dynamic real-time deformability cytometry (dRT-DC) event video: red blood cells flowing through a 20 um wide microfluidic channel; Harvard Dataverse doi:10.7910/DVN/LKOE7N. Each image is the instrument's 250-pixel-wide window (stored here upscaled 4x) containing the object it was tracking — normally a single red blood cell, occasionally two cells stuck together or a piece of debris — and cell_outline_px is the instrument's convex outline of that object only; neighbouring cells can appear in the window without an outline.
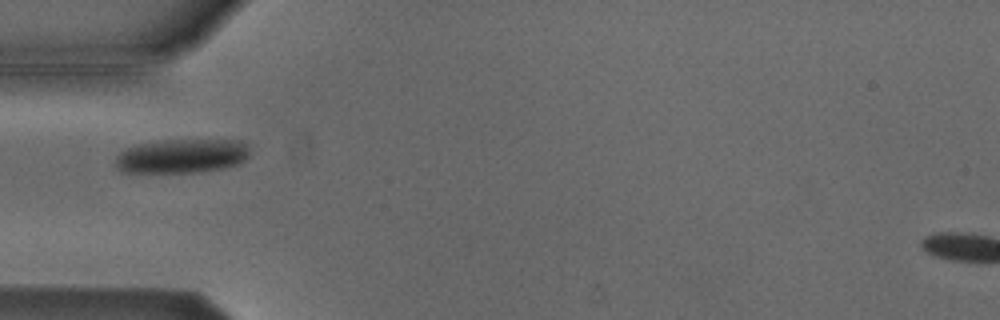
{"species": "Egyptian fruit bat (a non-hibernating species)", "species_latin": "Rousettus aegyptiacus", "temperature_condition": "cold", "stored_images_in_passage": 7, "camera_frame_rate_fps": 3000, "um_per_image_px": 0.085, "animal": {"sex": "male"}, "frame": {"image": 1, "passage_image": 4, "time_ms": 1.0, "image_size_px": [1000, 320], "cell_outline_px": [[248, 156], [240, 164], [224, 168], [196, 172], [120, 172], [116, 168], [116, 156], [124, 148], [140, 144], [164, 140], [240, 140], [248, 144]], "centroid_in_image_um": [15.45, 13.26], "position_along_channel_um": 69.5, "area_um2": 26.82}}
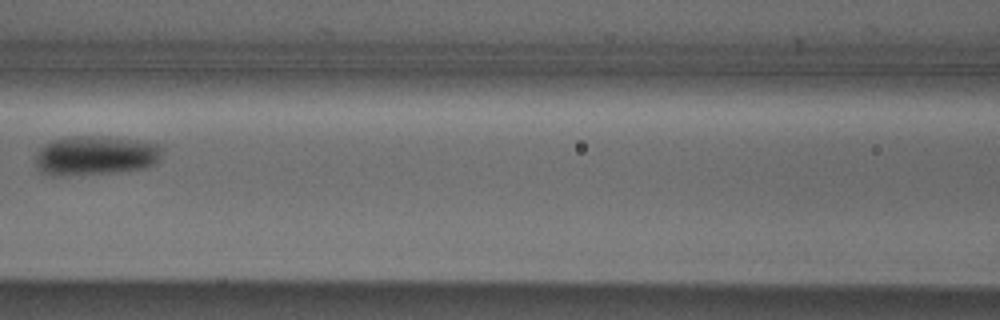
{"frame": {"image": 2, "passage_image": 6, "time_ms": 1.667, "image_size_px": [1000, 320], "cell_outline_px": [[160, 160], [156, 164], [144, 168], [116, 172], [64, 176], [52, 176], [40, 172], [36, 168], [36, 152], [44, 144], [52, 140], [72, 136], [104, 136], [136, 140], [160, 144]], "centroid_in_image_um": [8.08, 13.23], "position_along_channel_um": 158.5, "area_um2": 29.42}}
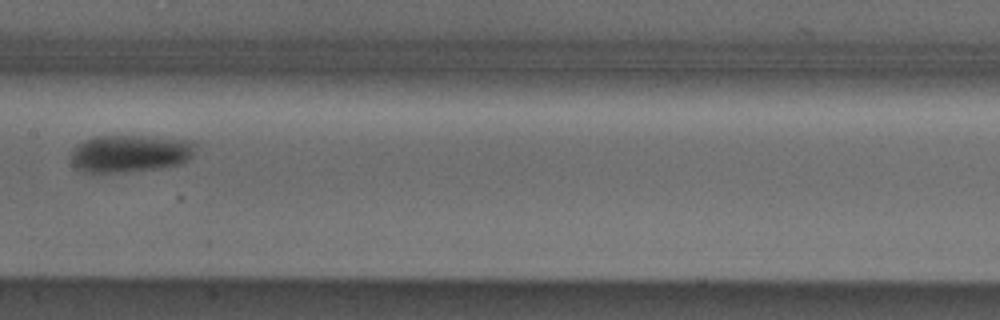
{"frame": {"image": 3, "passage_image": 7, "time_ms": 2.0, "image_size_px": [1000, 320], "cell_outline_px": [[196, 144], [192, 156], [188, 160], [180, 164], [160, 168], [124, 172], [84, 172], [76, 168], [72, 164], [68, 156], [84, 140], [96, 136], [156, 136], [192, 140]], "centroid_in_image_um": [11.08, 13.04], "position_along_channel_um": 196.3, "area_um2": 27.4}}